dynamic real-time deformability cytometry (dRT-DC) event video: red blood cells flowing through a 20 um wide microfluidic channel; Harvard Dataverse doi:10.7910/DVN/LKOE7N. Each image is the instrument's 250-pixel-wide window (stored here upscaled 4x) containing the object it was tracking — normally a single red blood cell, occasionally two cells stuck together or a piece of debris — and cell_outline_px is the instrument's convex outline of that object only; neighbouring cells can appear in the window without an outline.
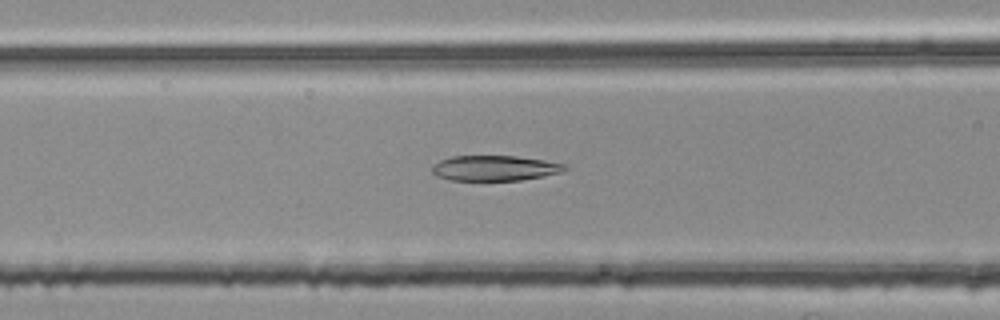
{"species": "common noctule bat (a hibernating species)", "species_latin": "Nyctalus noctula", "temperature_condition": "room temperature", "stored_images_in_passage": 38, "camera_frame_rate_fps": 3000, "um_per_image_px": 0.085, "animal": {"sex": "female", "body_mass_g": 25.1}, "frame": {"image": 1, "passage_image": 5, "time_ms": 1.333, "image_size_px": [1000, 320], "cell_outline_px": [[564, 168], [560, 172], [544, 176], [520, 180], [452, 180], [436, 176], [432, 172], [432, 164], [440, 160], [452, 156], [516, 156], [544, 160], [564, 164]], "centroid_in_image_um": [41.98, 14.28], "position_along_channel_um": 124.6, "area_um2": 19.36}}
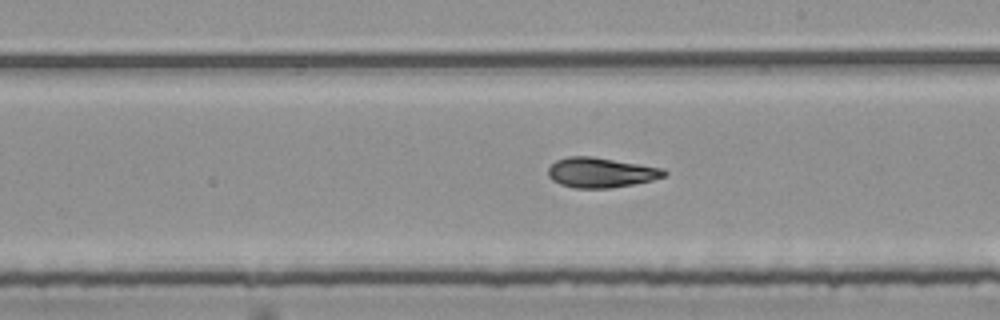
{"frame": {"image": 2, "passage_image": 14, "time_ms": 4.333, "image_size_px": [1000, 320], "cell_outline_px": [[668, 172], [664, 176], [652, 180], [632, 184], [608, 188], [576, 188], [560, 184], [552, 180], [548, 176], [548, 168], [556, 160], [568, 156], [592, 156], [664, 168]], "centroid_in_image_um": [51.06, 14.66], "position_along_channel_um": 237.9, "area_um2": 20.23}}
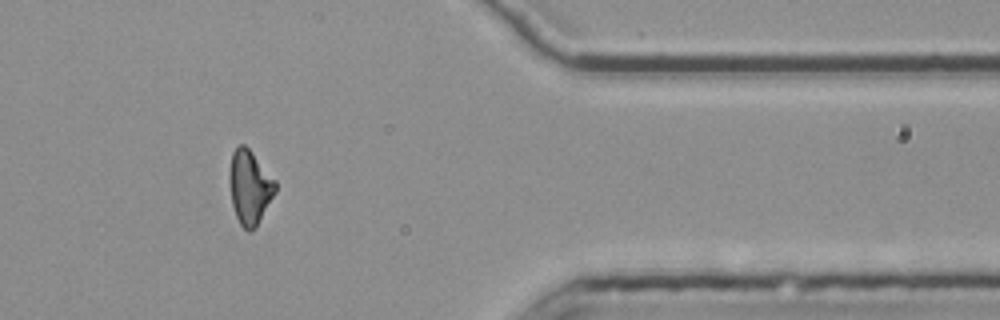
{"frame": {"image": 3, "passage_image": 28, "time_ms": 9.0, "image_size_px": [1000, 320], "cell_outline_px": [[276, 192], [256, 228], [248, 232], [240, 224], [236, 216], [232, 204], [228, 180], [228, 176], [232, 152], [240, 144], [244, 144], [252, 152], [276, 180]], "centroid_in_image_um": [21.22, 15.92], "position_along_channel_um": 390.2, "area_um2": 20.0}}